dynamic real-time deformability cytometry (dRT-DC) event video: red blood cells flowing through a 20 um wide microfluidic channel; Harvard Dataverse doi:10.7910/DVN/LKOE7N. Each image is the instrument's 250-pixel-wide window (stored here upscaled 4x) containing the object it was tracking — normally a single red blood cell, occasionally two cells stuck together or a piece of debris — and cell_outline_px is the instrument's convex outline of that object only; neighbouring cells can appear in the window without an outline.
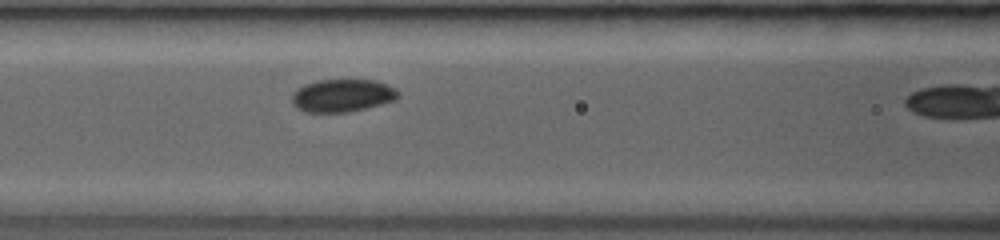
{"species": "common noctule bat (a hibernating species)", "species_latin": "Nyctalus noctula", "temperature_condition": "room temperature", "stored_images_in_passage": 6, "camera_frame_rate_fps": 3000, "um_per_image_px": 0.085, "animal": {"sex": "female", "body_mass_g": 19.0, "forearm_length_mm": 53.3}, "frame": {"image": 1, "passage_image": 5, "time_ms": 3.333, "image_size_px": [1000, 240], "cell_outline_px": [[400, 96], [396, 100], [348, 112], [304, 112], [296, 108], [292, 104], [292, 92], [296, 88], [304, 84], [316, 80], [376, 80], [388, 84], [396, 88]], "centroid_in_image_um": [29.08, 8.11], "position_along_channel_um": 137.5, "area_um2": 20.52}}